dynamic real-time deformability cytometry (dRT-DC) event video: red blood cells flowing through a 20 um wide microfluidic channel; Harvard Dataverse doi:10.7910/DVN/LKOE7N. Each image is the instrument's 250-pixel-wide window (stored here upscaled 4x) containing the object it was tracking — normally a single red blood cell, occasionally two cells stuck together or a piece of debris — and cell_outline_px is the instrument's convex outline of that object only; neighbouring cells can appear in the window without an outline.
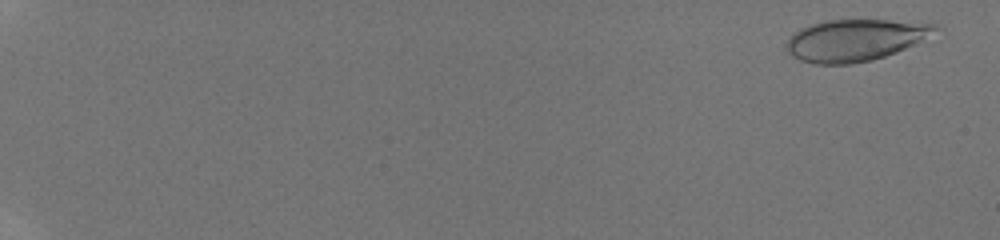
{"species": "human", "species_latin": "Homo sapiens", "temperature_condition": "room temperature", "stored_images_in_passage": 53, "camera_frame_rate_fps": 3000, "um_per_image_px": 0.085, "donor": {"sex": "male"}, "frame": {"image": 1, "passage_image": 3, "time_ms": 0.667, "image_size_px": [1000, 240], "cell_outline_px": [[936, 28], [920, 40], [896, 52], [872, 60], [852, 64], [816, 64], [800, 60], [792, 56], [788, 52], [784, 44], [800, 28], [808, 24], [828, 20], [888, 20], [936, 24]], "centroid_in_image_um": [72.57, 3.42], "position_along_channel_um": 12.4, "area_um2": 35.55}}
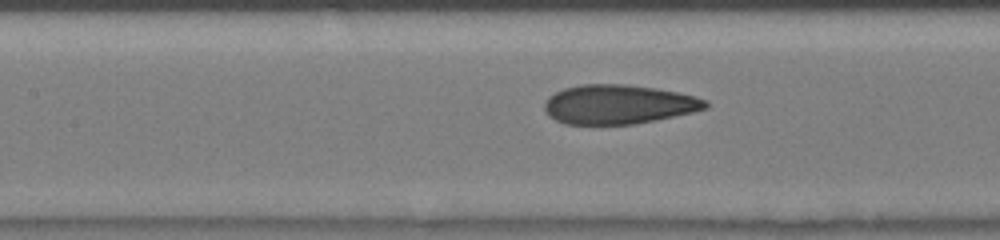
{"frame": {"image": 2, "passage_image": 29, "time_ms": 9.333, "image_size_px": [1000, 240], "cell_outline_px": [[708, 108], [692, 112], [636, 124], [564, 124], [548, 116], [544, 108], [544, 104], [548, 96], [564, 88], [584, 84], [624, 84], [656, 88], [696, 96], [708, 100]], "centroid_in_image_um": [52.57, 8.87], "position_along_channel_um": 154.8, "area_um2": 36.88}}
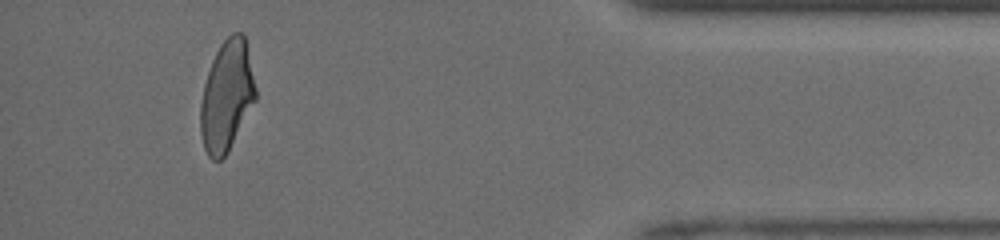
{"frame": {"image": 3, "passage_image": 50, "time_ms": 16.333, "image_size_px": [1000, 240], "cell_outline_px": [[256, 100], [228, 152], [220, 160], [212, 160], [208, 156], [204, 148], [200, 132], [200, 104], [204, 84], [212, 60], [220, 44], [232, 32], [240, 32], [244, 36], [256, 88]], "centroid_in_image_um": [19.26, 8.18], "position_along_channel_um": 415.9, "area_um2": 35.37}, "authors_computed_cell_mechanics": {"area_um2": 36.2406, "velocity_mm_per_s": 4.2569, "shape_relaxation_time_tau1_ms": 6.7449, "shape_relaxation_time_tau2_ms": 0.8793, "deformation_change_tau1": 0.1889, "deformation_change_tau2": 0.0576}}